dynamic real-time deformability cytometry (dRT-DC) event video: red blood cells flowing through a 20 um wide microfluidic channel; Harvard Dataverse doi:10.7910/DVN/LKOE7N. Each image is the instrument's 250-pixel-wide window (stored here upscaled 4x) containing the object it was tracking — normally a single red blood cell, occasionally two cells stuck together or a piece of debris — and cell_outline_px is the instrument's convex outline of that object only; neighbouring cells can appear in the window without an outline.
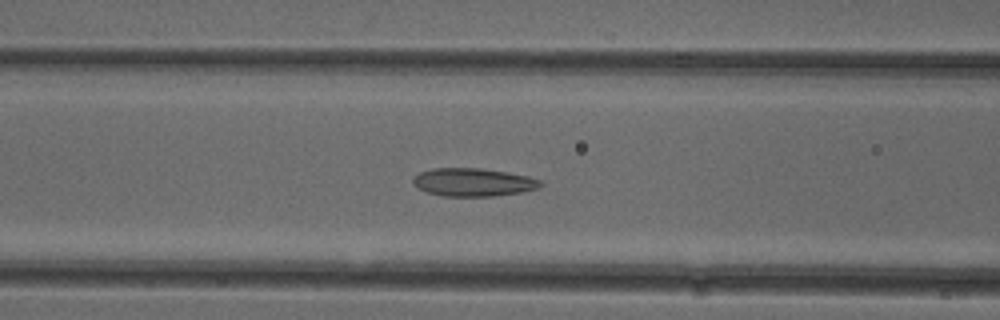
{"species": "common noctule bat (a hibernating species)", "species_latin": "Nyctalus noctula", "temperature_condition": "cold", "stored_images_in_passage": 52, "camera_frame_rate_fps": 3000, "um_per_image_px": 0.085, "animal": {"sex": "female"}, "frame": {"image": 1, "passage_image": 21, "time_ms": 6.667, "image_size_px": [1000, 320], "cell_outline_px": [[544, 184], [540, 188], [520, 192], [492, 196], [444, 196], [428, 192], [412, 184], [412, 176], [420, 172], [432, 168], [480, 168], [528, 176], [540, 180]], "centroid_in_image_um": [40.21, 15.48], "position_along_channel_um": 126.4, "area_um2": 20.81}}
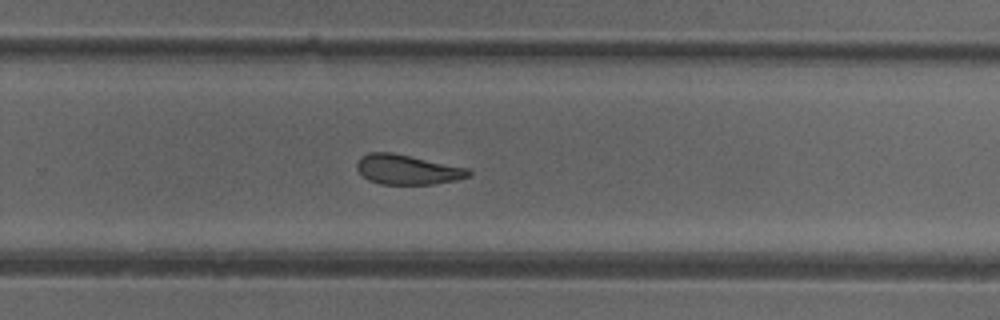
{"frame": {"image": 2, "passage_image": 34, "time_ms": 11.0, "image_size_px": [1000, 320], "cell_outline_px": [[472, 172], [468, 176], [456, 180], [432, 184], [380, 184], [368, 180], [356, 168], [356, 164], [360, 156], [368, 152], [392, 152], [468, 168]], "centroid_in_image_um": [34.59, 14.4], "position_along_channel_um": 295.2, "area_um2": 19.36}}
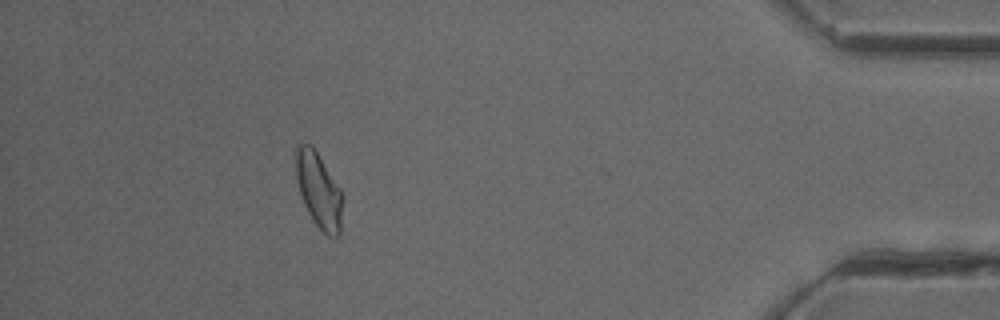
{"frame": {"image": 3, "passage_image": 47, "time_ms": 15.333, "image_size_px": [1000, 320], "cell_outline_px": [[344, 196], [340, 232], [336, 236], [328, 236], [312, 220], [300, 196], [296, 180], [292, 148], [296, 144], [312, 144], [340, 188]], "centroid_in_image_um": [27.05, 16.09], "position_along_channel_um": 408.2, "area_um2": 21.15}, "authors_computed_cell_mechanics": {"area_um2": 20.7213, "velocity_mm_per_s": 3.9018, "shape_relaxation_time_tau1_ms": null, "shape_relaxation_time_tau2_ms": 2.8742, "deformation_change_tau1": null, "deformation_change_tau2": 0.0973}}